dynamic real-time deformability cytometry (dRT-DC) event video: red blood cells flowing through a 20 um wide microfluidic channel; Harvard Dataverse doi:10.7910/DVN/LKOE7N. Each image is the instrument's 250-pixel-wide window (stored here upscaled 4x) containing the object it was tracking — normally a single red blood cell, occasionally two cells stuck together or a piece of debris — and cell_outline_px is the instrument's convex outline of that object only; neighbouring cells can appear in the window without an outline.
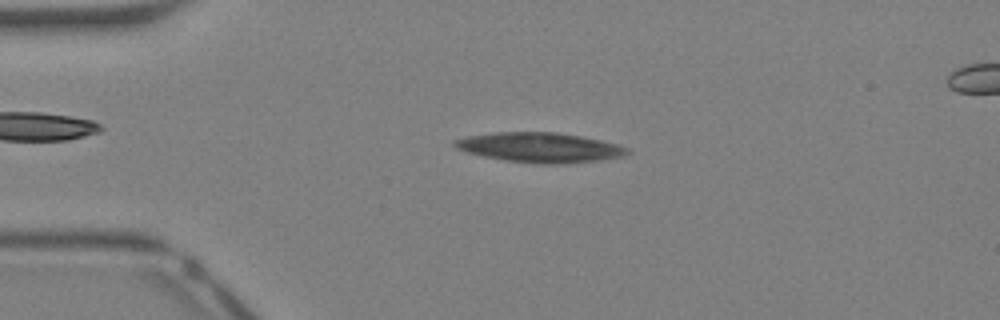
{"species": "Egyptian fruit bat (a non-hibernating species)", "species_latin": "Rousettus aegyptiacus", "temperature_condition": "warm", "stored_images_in_passage": 5, "camera_frame_rate_fps": 3000, "um_per_image_px": 0.085, "animal": {"sex": "female"}, "frame": {"image": 1, "passage_image": 1, "time_ms": 0.0, "image_size_px": [1000, 320], "cell_outline_px": [[632, 152], [624, 156], [600, 160], [552, 164], [540, 164], [504, 160], [484, 156], [468, 152], [456, 148], [452, 144], [452, 140], [468, 136], [496, 132], [556, 132], [580, 136], [620, 144], [628, 148]], "centroid_in_image_um": [45.91, 12.53], "position_along_channel_um": 39.1, "area_um2": 29.94}}